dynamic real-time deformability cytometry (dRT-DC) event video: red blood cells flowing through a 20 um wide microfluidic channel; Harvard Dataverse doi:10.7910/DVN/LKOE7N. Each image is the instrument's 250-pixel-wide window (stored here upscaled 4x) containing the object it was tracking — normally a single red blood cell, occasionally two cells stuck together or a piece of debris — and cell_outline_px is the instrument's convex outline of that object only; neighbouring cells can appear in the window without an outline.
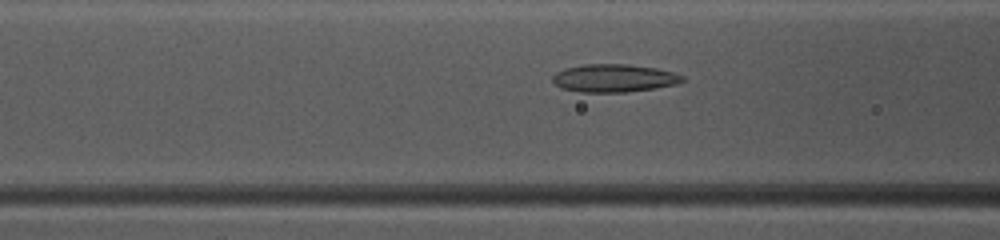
{"species": "common noctule bat (a hibernating species)", "species_latin": "Nyctalus noctula", "temperature_condition": "warm", "stored_images_in_passage": 47, "camera_frame_rate_fps": 3000, "um_per_image_px": 0.085, "animal": {"sex": "female", "body_mass_g": 10.0, "forearm_length_mm": 53.1}, "frame": {"image": 1, "passage_image": 20, "time_ms": 6.333, "image_size_px": [1000, 240], "cell_outline_px": [[684, 80], [676, 84], [628, 92], [580, 92], [560, 88], [552, 80], [552, 76], [556, 72], [564, 68], [584, 64], [628, 64], [656, 68], [672, 72], [684, 76]], "centroid_in_image_um": [52.15, 6.64], "position_along_channel_um": 114.5, "area_um2": 21.1}}
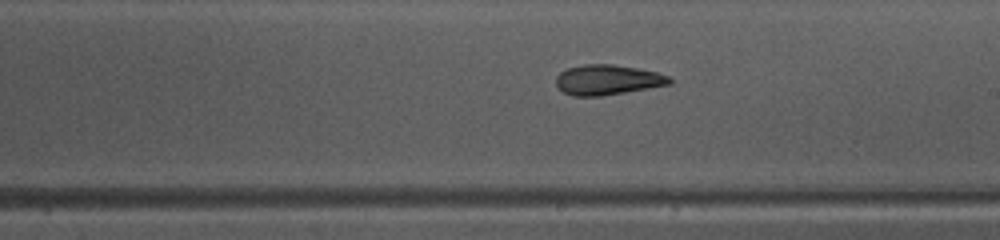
{"frame": {"image": 2, "passage_image": 29, "time_ms": 9.333, "image_size_px": [1000, 240], "cell_outline_px": [[672, 84], [600, 96], [572, 96], [564, 92], [556, 84], [556, 76], [560, 72], [568, 68], [584, 64], [612, 64], [636, 68], [656, 72], [668, 76], [672, 80]], "centroid_in_image_um": [51.63, 6.78], "position_along_channel_um": 237.4, "area_um2": 19.77}}
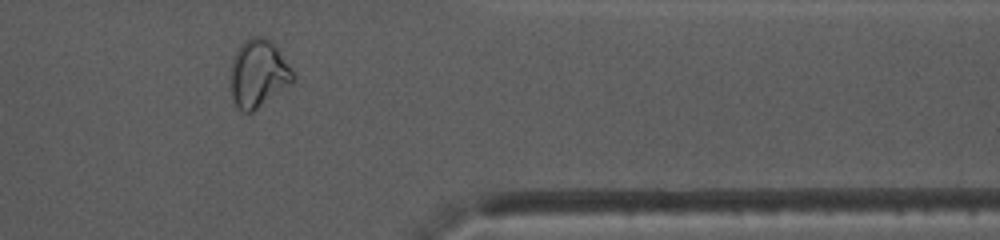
{"frame": {"image": 3, "passage_image": 41, "time_ms": 13.333, "image_size_px": [1000, 240], "cell_outline_px": [[296, 76], [288, 84], [252, 112], [244, 112], [232, 100], [232, 60], [240, 44], [244, 40], [252, 36], [264, 36], [272, 40], [276, 44]], "centroid_in_image_um": [21.96, 6.18], "position_along_channel_um": 389.4, "area_um2": 24.16}}